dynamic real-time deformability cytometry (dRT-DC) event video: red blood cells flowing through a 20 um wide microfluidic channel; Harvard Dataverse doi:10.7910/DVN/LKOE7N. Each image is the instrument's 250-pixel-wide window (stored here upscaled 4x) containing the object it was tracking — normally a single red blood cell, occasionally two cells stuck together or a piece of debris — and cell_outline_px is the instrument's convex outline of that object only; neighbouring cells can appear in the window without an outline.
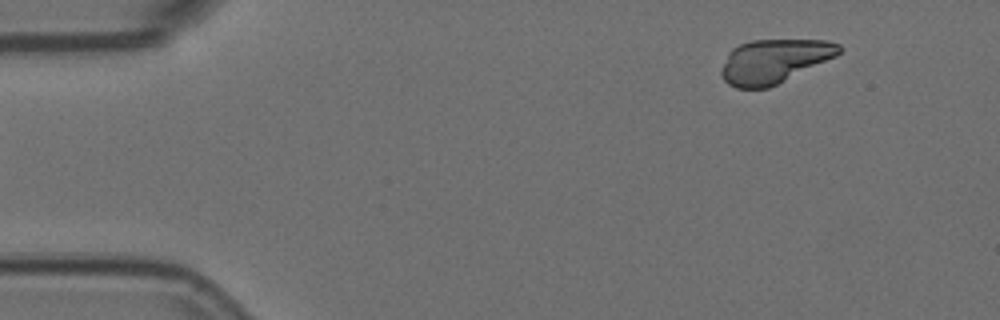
{"species": "Egyptian fruit bat (a non-hibernating species)", "species_latin": "Rousettus aegyptiacus", "temperature_condition": "room temperature", "stored_images_in_passage": 5, "segment_of_instrument_passage": [2, 2], "camera_frame_rate_fps": 3000, "um_per_image_px": 0.085, "animal": {"sex": "female"}, "frame": {"image": 1, "passage_image": 5, "time_ms": 1.333, "image_size_px": [1000, 320], "cell_outline_px": [[840, 52], [836, 56], [768, 88], [736, 88], [728, 84], [720, 76], [720, 72], [728, 52], [732, 48], [740, 44], [752, 40], [828, 40], [840, 44]], "centroid_in_image_um": [65.76, 5.19], "position_along_channel_um": 19.2, "area_um2": 29.94}}